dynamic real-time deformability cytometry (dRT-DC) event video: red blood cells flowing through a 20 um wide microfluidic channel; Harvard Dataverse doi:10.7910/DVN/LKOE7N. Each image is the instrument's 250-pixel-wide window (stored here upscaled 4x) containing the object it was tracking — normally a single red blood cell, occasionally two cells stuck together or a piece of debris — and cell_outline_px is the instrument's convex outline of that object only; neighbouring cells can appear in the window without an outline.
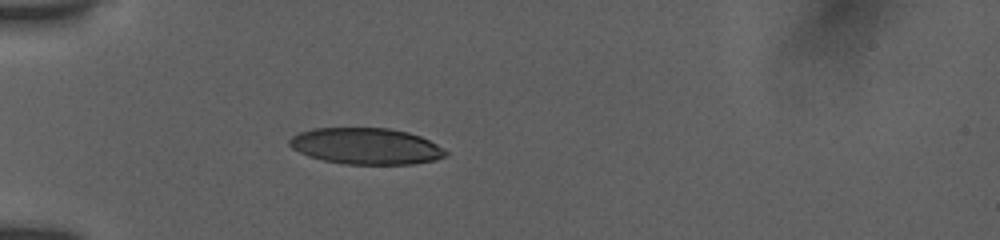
{"species": "human", "species_latin": "Homo sapiens", "temperature_condition": "room temperature", "stored_images_in_passage": 8, "camera_frame_rate_fps": 3000, "um_per_image_px": 0.085, "donor": {"sex": "female"}, "frame": {"image": 1, "passage_image": 1, "time_ms": 0.0, "image_size_px": [1000, 240], "cell_outline_px": [[448, 156], [436, 160], [412, 164], [344, 164], [324, 160], [308, 156], [292, 148], [288, 144], [288, 140], [292, 136], [300, 132], [312, 128], [388, 128], [408, 132], [420, 136], [436, 144], [448, 152]], "centroid_in_image_um": [31.11, 12.42], "position_along_channel_um": 53.9, "area_um2": 33.12}}
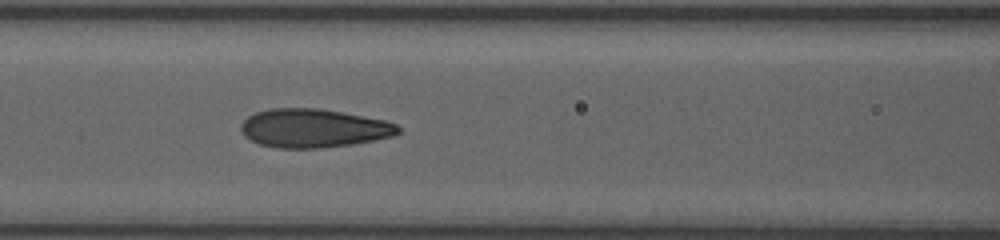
{"frame": {"image": 2, "passage_image": 5, "time_ms": 2.667, "image_size_px": [1000, 240], "cell_outline_px": [[400, 132], [392, 136], [352, 144], [320, 148], [276, 148], [260, 144], [244, 136], [240, 128], [240, 124], [248, 116], [256, 112], [272, 108], [320, 108], [384, 120], [396, 124], [400, 128]], "centroid_in_image_um": [26.62, 10.89], "position_along_channel_um": 140.0, "area_um2": 35.26}}
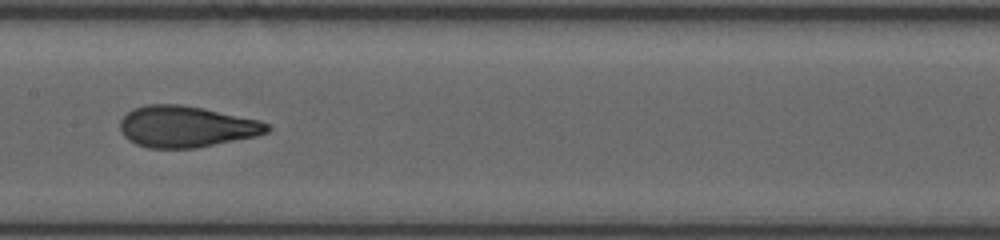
{"frame": {"image": 3, "passage_image": 7, "time_ms": 4.0, "image_size_px": [1000, 240], "cell_outline_px": [[272, 128], [268, 132], [256, 136], [196, 148], [148, 148], [136, 144], [128, 140], [124, 136], [120, 128], [120, 120], [132, 108], [148, 104], [180, 104], [204, 108], [260, 120], [268, 124]], "centroid_in_image_um": [15.83, 10.76], "position_along_channel_um": 191.6, "area_um2": 35.55}}